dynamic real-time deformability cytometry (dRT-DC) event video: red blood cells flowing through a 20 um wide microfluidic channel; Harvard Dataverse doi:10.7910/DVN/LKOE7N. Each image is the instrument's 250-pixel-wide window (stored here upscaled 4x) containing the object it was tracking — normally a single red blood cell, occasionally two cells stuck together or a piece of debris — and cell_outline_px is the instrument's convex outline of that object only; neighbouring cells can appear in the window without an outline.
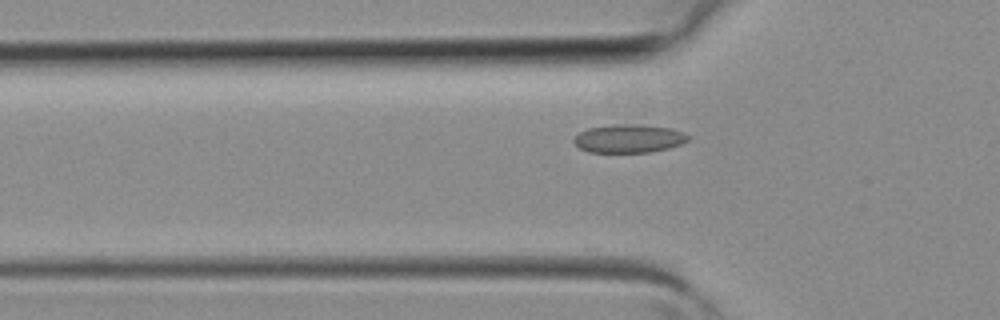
{"species": "common noctule bat (a hibernating species)", "species_latin": "Nyctalus noctula", "temperature_condition": "room temperature", "stored_images_in_passage": 8, "camera_frame_rate_fps": 3000, "um_per_image_px": 0.085, "animal": {"sex": "female", "body_mass_g": 19.3, "forearm_length_mm": 54.1}, "frame": {"image": 1, "passage_image": 5, "time_ms": 1.333, "image_size_px": [1000, 320], "cell_outline_px": [[688, 140], [680, 144], [668, 148], [652, 152], [588, 152], [580, 148], [572, 140], [580, 132], [588, 128], [620, 124], [632, 124], [672, 128], [684, 132], [688, 136]], "centroid_in_image_um": [53.45, 11.78], "position_along_channel_um": 72.3, "area_um2": 18.67}}
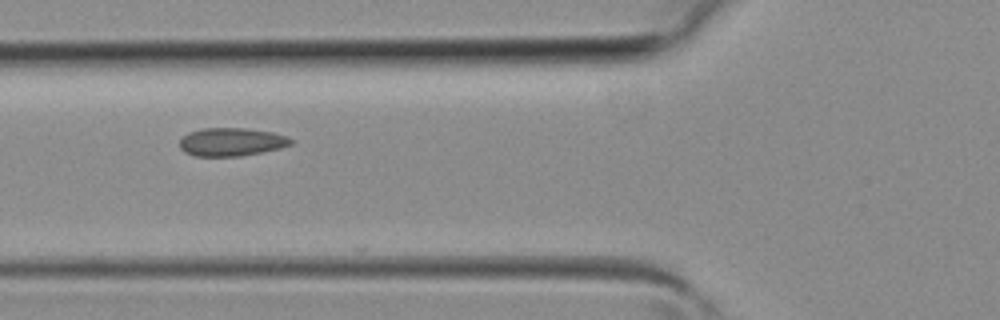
{"frame": {"image": 2, "passage_image": 7, "time_ms": 2.0, "image_size_px": [1000, 320], "cell_outline_px": [[292, 144], [280, 148], [240, 156], [192, 156], [184, 152], [180, 148], [180, 140], [188, 132], [200, 128], [244, 128], [272, 132], [288, 136], [292, 140]], "centroid_in_image_um": [19.64, 12.06], "position_along_channel_um": 106.2, "area_um2": 18.32}}